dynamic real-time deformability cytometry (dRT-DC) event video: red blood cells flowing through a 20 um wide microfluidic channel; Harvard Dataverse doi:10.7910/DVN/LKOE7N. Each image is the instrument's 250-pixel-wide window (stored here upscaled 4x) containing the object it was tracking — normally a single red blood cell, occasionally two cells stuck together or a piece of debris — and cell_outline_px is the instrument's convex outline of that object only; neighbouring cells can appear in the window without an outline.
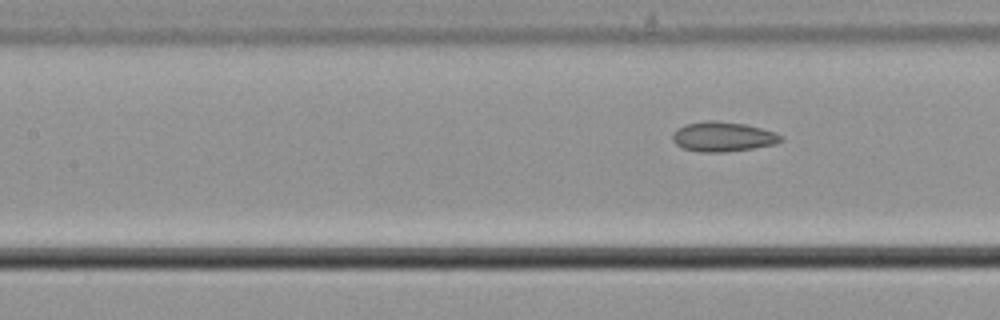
{"species": "common noctule bat (a hibernating species)", "species_latin": "Nyctalus noctula", "temperature_condition": "cold", "stored_images_in_passage": 4, "camera_frame_rate_fps": 3000, "um_per_image_px": 0.085, "animal": {"sex": "male", "body_mass_g": 21.5, "forearm_length_mm": 52.0}, "frame": {"image": 1, "passage_image": 4, "time_ms": 1.0, "image_size_px": [1000, 320], "cell_outline_px": [[784, 140], [776, 144], [752, 148], [724, 152], [700, 152], [684, 148], [676, 144], [672, 140], [672, 132], [676, 128], [684, 124], [704, 120], [716, 120], [744, 124], [776, 132], [784, 136]], "centroid_in_image_um": [61.44, 11.6], "position_along_channel_um": 146.0, "area_um2": 19.02}}